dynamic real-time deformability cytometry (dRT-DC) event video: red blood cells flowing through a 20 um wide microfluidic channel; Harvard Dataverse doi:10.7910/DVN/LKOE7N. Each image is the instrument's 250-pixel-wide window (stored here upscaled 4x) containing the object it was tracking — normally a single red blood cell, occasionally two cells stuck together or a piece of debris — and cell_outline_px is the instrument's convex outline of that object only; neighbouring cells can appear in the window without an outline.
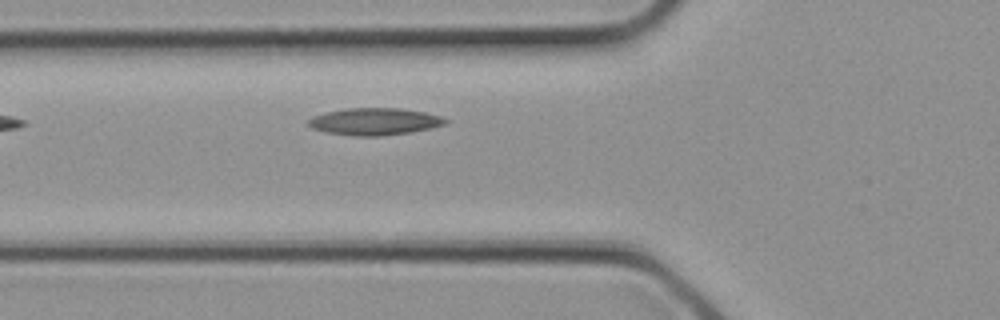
{"species": "common noctule bat (a hibernating species)", "species_latin": "Nyctalus noctula", "temperature_condition": "cold", "stored_images_in_passage": 2, "camera_frame_rate_fps": 3000, "um_per_image_px": 0.085, "animal": {"sex": "female", "body_mass_g": 21.9}, "frame": {"image": 1, "passage_image": 2, "time_ms": 0.333, "image_size_px": [1000, 320], "cell_outline_px": [[448, 124], [432, 128], [412, 132], [380, 136], [352, 136], [324, 132], [312, 128], [308, 124], [308, 120], [312, 116], [328, 112], [348, 108], [400, 108], [424, 112], [440, 116], [448, 120]], "centroid_in_image_um": [31.86, 10.34], "position_along_channel_um": 93.9, "area_um2": 21.73}}